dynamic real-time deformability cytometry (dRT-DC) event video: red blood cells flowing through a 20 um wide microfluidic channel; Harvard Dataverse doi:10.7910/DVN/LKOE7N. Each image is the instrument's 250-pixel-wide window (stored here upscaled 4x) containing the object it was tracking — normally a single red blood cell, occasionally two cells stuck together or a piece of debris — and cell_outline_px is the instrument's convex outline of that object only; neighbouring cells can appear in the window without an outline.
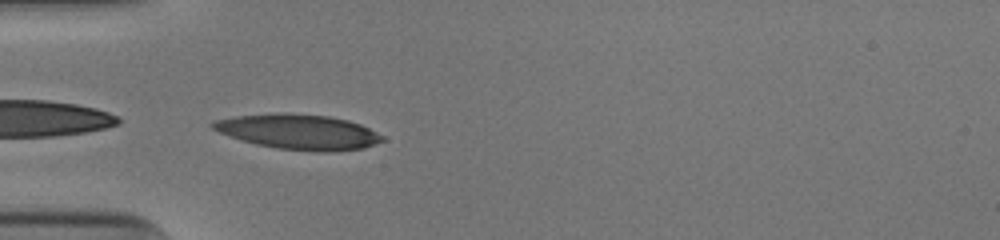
{"species": "human", "species_latin": "Homo sapiens", "temperature_condition": "cold", "stored_images_in_passage": 36, "camera_frame_rate_fps": 3000, "um_per_image_px": 0.085, "donor": {"sex": "male"}, "frame": {"image": 1, "passage_image": 1, "time_ms": 0.0, "image_size_px": [1000, 240], "cell_outline_px": [[384, 140], [364, 148], [328, 152], [320, 152], [280, 148], [256, 144], [220, 132], [212, 128], [208, 124], [212, 120], [232, 116], [284, 112], [328, 116], [348, 120], [360, 124], [384, 136]], "centroid_in_image_um": [25.36, 11.19], "position_along_channel_um": 59.6, "area_um2": 34.51}}
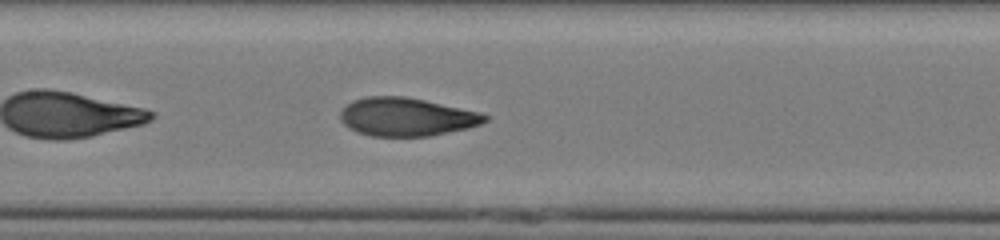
{"frame": {"image": 2, "passage_image": 10, "time_ms": 3.0, "image_size_px": [1000, 240], "cell_outline_px": [[488, 120], [480, 124], [468, 128], [428, 136], [372, 136], [356, 132], [348, 128], [340, 120], [340, 112], [352, 100], [364, 96], [404, 96], [424, 100], [480, 112], [488, 116]], "centroid_in_image_um": [34.52, 9.93], "position_along_channel_um": 172.9, "area_um2": 32.25}}
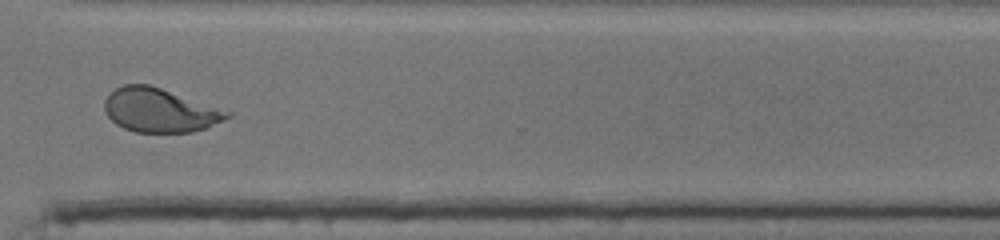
{"frame": {"image": 3, "passage_image": 24, "time_ms": 7.667, "image_size_px": [1000, 240], "cell_outline_px": [[232, 116], [208, 128], [192, 132], [136, 132], [124, 128], [116, 124], [104, 112], [104, 100], [116, 88], [124, 84], [148, 84], [232, 112]], "centroid_in_image_um": [13.58, 9.38], "position_along_channel_um": 357.0, "area_um2": 31.21}, "authors_computed_cell_mechanics": {"area_um2": 32.2813, "velocity_mm_per_s": 3.9476, "shape_relaxation_time_tau1_ms": 5.1454, "shape_relaxation_time_tau2_ms": 0.979, "deformation_change_tau1": 0.2373, "deformation_change_tau2": 0.0758}}